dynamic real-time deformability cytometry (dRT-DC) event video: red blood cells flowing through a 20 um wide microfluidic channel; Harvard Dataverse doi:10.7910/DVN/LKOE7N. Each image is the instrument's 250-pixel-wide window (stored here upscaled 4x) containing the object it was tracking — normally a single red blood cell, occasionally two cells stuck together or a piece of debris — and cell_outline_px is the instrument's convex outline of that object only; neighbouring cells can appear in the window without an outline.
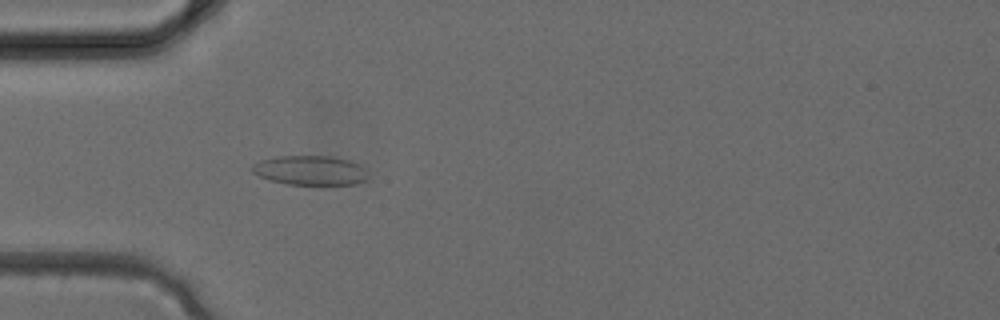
{"species": "common noctule bat (a hibernating species)", "species_latin": "Nyctalus noctula", "temperature_condition": "cold", "stored_images_in_passage": 3, "camera_frame_rate_fps": 3000, "um_per_image_px": 0.085, "animal": {"sex": "female", "body_mass_g": 24.6, "forearm_length_mm": 56.2}, "frame": {"image": 1, "passage_image": 3, "time_ms": 0.667, "image_size_px": [1000, 320], "cell_outline_px": [[368, 180], [356, 184], [288, 184], [268, 180], [252, 172], [252, 164], [260, 160], [276, 156], [332, 156], [348, 160], [356, 164], [368, 176]], "centroid_in_image_um": [26.31, 14.48], "position_along_channel_um": 58.7, "area_um2": 19.71}}